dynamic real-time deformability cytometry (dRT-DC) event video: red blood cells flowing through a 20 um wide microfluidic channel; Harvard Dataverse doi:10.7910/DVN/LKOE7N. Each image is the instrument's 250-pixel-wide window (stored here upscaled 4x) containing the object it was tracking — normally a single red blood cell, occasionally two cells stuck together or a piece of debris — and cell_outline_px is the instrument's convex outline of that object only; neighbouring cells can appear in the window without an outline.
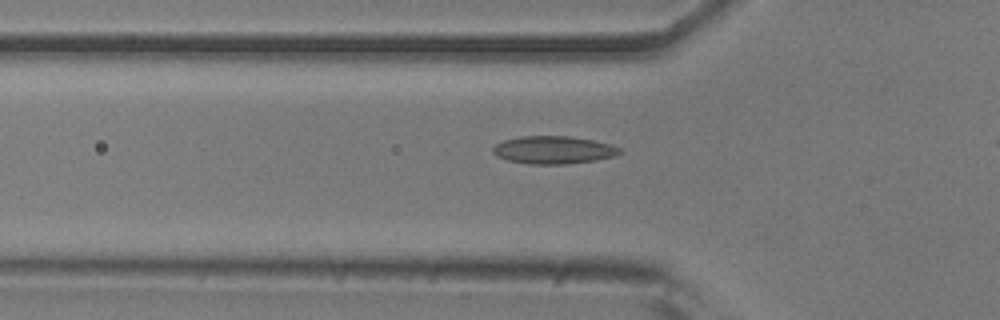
{"species": "common noctule bat (a hibernating species)", "species_latin": "Nyctalus noctula", "temperature_condition": "room temperature", "stored_images_in_passage": 38, "camera_frame_rate_fps": 3000, "um_per_image_px": 0.085, "animal": {"sex": "male", "body_mass_g": 20.5, "forearm_length_mm": 52.5}, "frame": {"image": 1, "passage_image": 9, "time_ms": 2.667, "image_size_px": [1000, 320], "cell_outline_px": [[624, 152], [612, 156], [596, 160], [568, 164], [528, 164], [508, 160], [496, 156], [492, 152], [492, 148], [496, 144], [504, 140], [520, 136], [572, 136], [612, 144], [620, 148]], "centroid_in_image_um": [47.05, 12.74], "position_along_channel_um": 78.8, "area_um2": 20.63}}
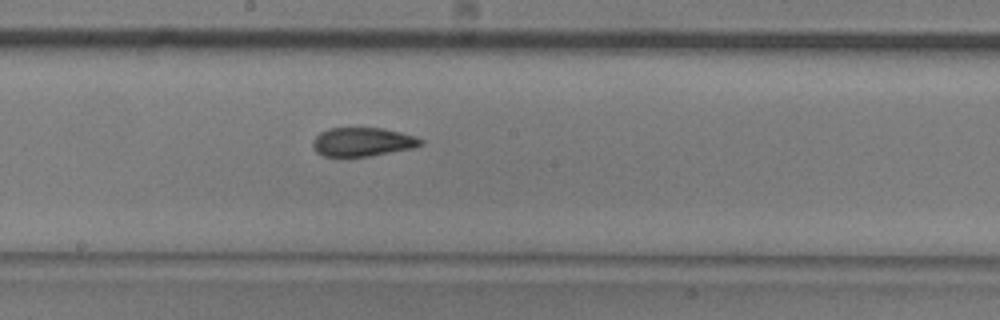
{"frame": {"image": 2, "passage_image": 20, "time_ms": 6.333, "image_size_px": [1000, 320], "cell_outline_px": [[424, 144], [416, 148], [368, 156], [324, 156], [316, 152], [312, 148], [312, 140], [320, 132], [328, 128], [384, 128], [416, 136], [424, 140]], "centroid_in_image_um": [30.84, 12.06], "position_along_channel_um": 217.4, "area_um2": 18.32}}
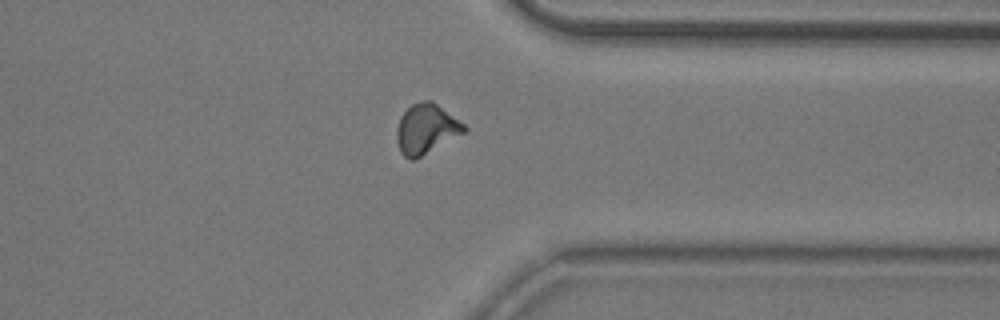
{"frame": {"image": 3, "passage_image": 33, "time_ms": 10.667, "image_size_px": [1000, 320], "cell_outline_px": [[468, 128], [464, 132], [416, 160], [412, 160], [404, 156], [400, 152], [396, 140], [396, 128], [400, 116], [412, 104], [420, 100], [432, 100], [464, 124]], "centroid_in_image_um": [36.19, 10.96], "position_along_channel_um": 375.2, "area_um2": 19.65}, "authors_computed_cell_mechanics": {"area_um2": 19.0162, "velocity_mm_per_s": 3.7472, "shape_relaxation_time_tau1_ms": 6.706, "shape_relaxation_time_tau2_ms": 0.7151, "deformation_change_tau1": 0.1785, "deformation_change_tau2": 0.064}}